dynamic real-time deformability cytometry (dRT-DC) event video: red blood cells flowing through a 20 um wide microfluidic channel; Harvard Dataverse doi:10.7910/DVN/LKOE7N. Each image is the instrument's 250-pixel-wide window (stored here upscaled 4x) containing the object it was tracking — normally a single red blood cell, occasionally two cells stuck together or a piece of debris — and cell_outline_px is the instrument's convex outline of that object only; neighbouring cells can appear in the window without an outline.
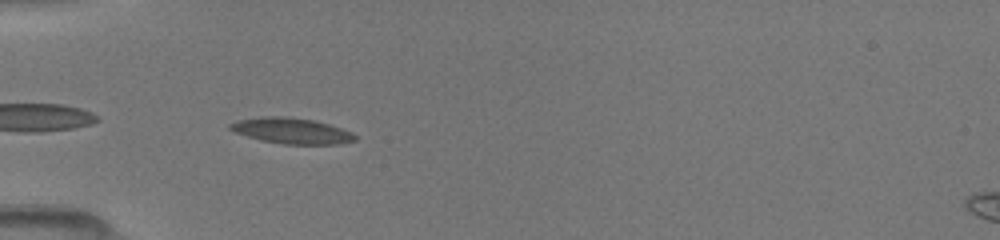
{"species": "common noctule bat (a hibernating species)", "species_latin": "Nyctalus noctula", "temperature_condition": "room temperature", "stored_images_in_passage": 34, "camera_frame_rate_fps": 3000, "um_per_image_px": 0.085, "animal": {"sex": "female", "body_mass_g": 19.5, "forearm_length_mm": 54.1}, "frame": {"image": 1, "passage_image": 2, "time_ms": 0.333, "image_size_px": [1000, 240], "cell_outline_px": [[356, 140], [336, 144], [284, 144], [260, 140], [236, 132], [228, 128], [228, 124], [236, 120], [260, 116], [288, 116], [312, 120], [328, 124], [352, 132], [356, 136]], "centroid_in_image_um": [24.74, 11.1], "position_along_channel_um": 60.3, "area_um2": 18.73}}
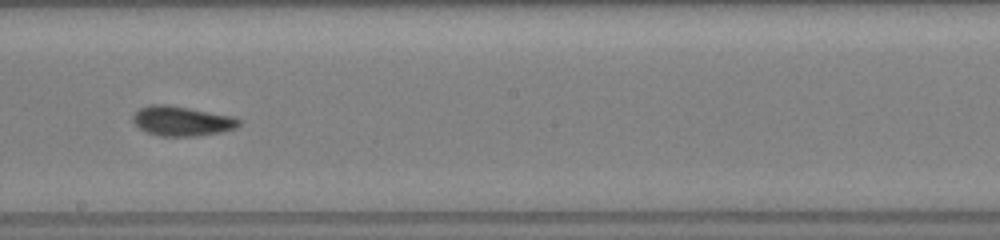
{"frame": {"image": 2, "passage_image": 14, "time_ms": 4.667, "image_size_px": [1000, 240], "cell_outline_px": [[240, 124], [236, 128], [224, 132], [196, 136], [160, 136], [148, 132], [140, 128], [132, 120], [132, 116], [140, 108], [152, 104], [168, 104], [232, 116], [240, 120]], "centroid_in_image_um": [15.47, 10.29], "position_along_channel_um": 232.7, "area_um2": 18.32}}
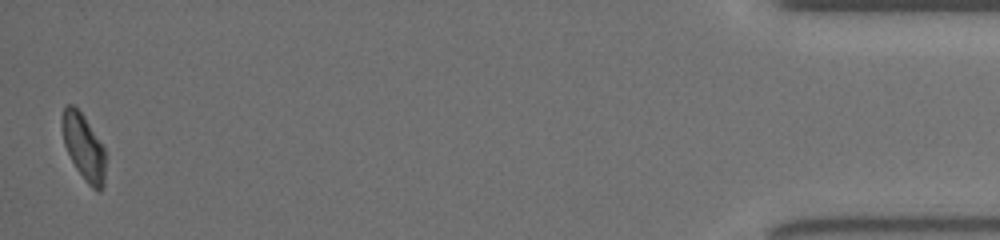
{"frame": {"image": 3, "passage_image": 34, "time_ms": 11.333, "image_size_px": [1000, 240], "cell_outline_px": [[104, 184], [100, 192], [92, 188], [84, 180], [76, 168], [64, 144], [60, 120], [64, 108], [68, 104], [72, 104], [84, 116], [104, 148]], "centroid_in_image_um": [7.09, 12.49], "position_along_channel_um": 428.1, "area_um2": 16.47}}